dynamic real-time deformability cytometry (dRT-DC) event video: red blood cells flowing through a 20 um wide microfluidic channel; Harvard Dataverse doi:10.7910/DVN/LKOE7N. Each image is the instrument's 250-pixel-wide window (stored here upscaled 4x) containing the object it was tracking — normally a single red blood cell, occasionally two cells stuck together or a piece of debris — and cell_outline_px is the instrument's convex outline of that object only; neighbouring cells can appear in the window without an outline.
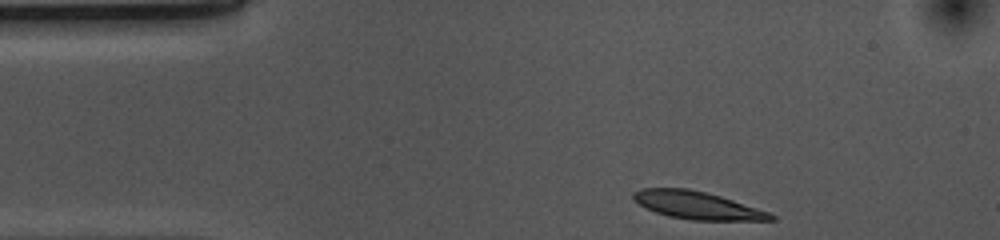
{"species": "common noctule bat (a hibernating species)", "species_latin": "Nyctalus noctula", "temperature_condition": "cold", "stored_images_in_passage": 36, "camera_frame_rate_fps": 3000, "um_per_image_px": 0.085, "animal": {"sex": "female", "body_mass_g": 10.0, "forearm_length_mm": 53.1}, "frame": {"image": 1, "passage_image": 1, "time_ms": 0.0, "image_size_px": [1000, 240], "cell_outline_px": [[776, 220], [692, 220], [668, 216], [656, 212], [640, 204], [632, 196], [632, 192], [640, 188], [688, 188], [720, 196], [768, 212], [776, 216]], "centroid_in_image_um": [59.24, 17.45], "position_along_channel_um": 25.8, "area_um2": 21.79}}
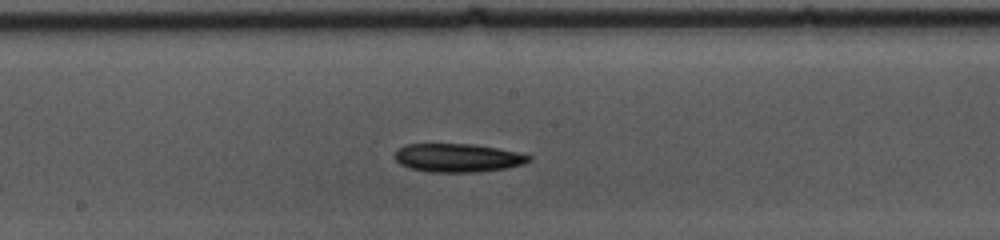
{"frame": {"image": 2, "passage_image": 20, "time_ms": 6.333, "image_size_px": [1000, 240], "cell_outline_px": [[532, 160], [524, 164], [508, 168], [480, 172], [428, 172], [408, 168], [400, 164], [396, 160], [396, 152], [404, 144], [472, 144], [496, 148], [516, 152], [532, 156]], "centroid_in_image_um": [38.93, 13.43], "position_along_channel_um": 209.3, "area_um2": 22.31}}
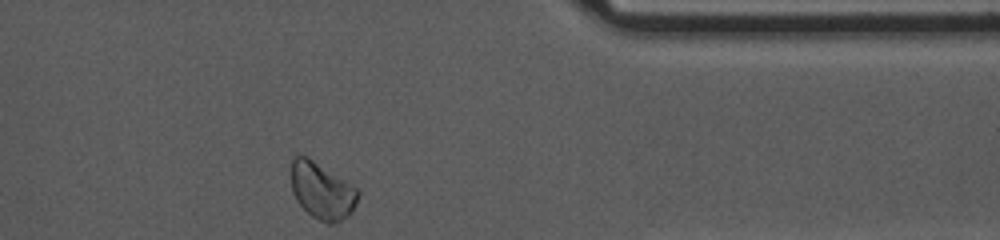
{"frame": {"image": 3, "passage_image": 36, "time_ms": 11.667, "image_size_px": [1000, 240], "cell_outline_px": [[360, 192], [356, 204], [352, 212], [348, 216], [332, 224], [328, 224], [312, 216], [296, 200], [292, 192], [292, 156], [308, 156], [360, 188]], "centroid_in_image_um": [27.41, 16.2], "position_along_channel_um": 384.0, "area_um2": 22.31}, "authors_computed_cell_mechanics": {"area_um2": 22.3108, "velocity_mm_per_s": 3.6497, "shape_relaxation_time_tau1_ms": 2.9374, "shape_relaxation_time_tau2_ms": null, "deformation_change_tau1": 0.0848, "deformation_change_tau2": null}}